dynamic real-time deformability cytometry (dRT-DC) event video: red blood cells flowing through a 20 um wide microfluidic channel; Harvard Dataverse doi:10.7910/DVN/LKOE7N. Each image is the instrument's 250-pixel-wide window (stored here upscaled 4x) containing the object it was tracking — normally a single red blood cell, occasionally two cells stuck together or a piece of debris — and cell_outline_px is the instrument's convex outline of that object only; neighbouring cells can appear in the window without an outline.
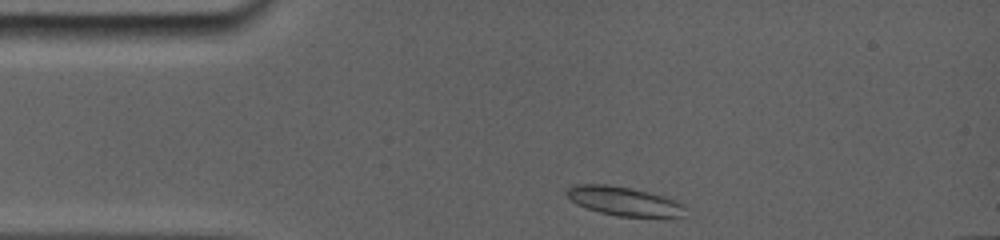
{"species": "common noctule bat (a hibernating species)", "species_latin": "Nyctalus noctula", "temperature_condition": "room temperature", "stored_images_in_passage": 52, "camera_frame_rate_fps": 5000, "um_per_image_px": 0.085, "animal": {"sex": "female", "body_mass_g": 19.0, "forearm_length_mm": 56.7}, "frame": {"image": 1, "passage_image": 1, "time_ms": 0.0, "image_size_px": [1000, 240], "cell_outline_px": [[684, 216], [616, 216], [600, 212], [576, 204], [564, 192], [568, 188], [576, 184], [608, 184], [632, 188], [680, 200], [684, 204]], "centroid_in_image_um": [53.04, 17.08], "position_along_channel_um": 32.0, "area_um2": 19.94}}
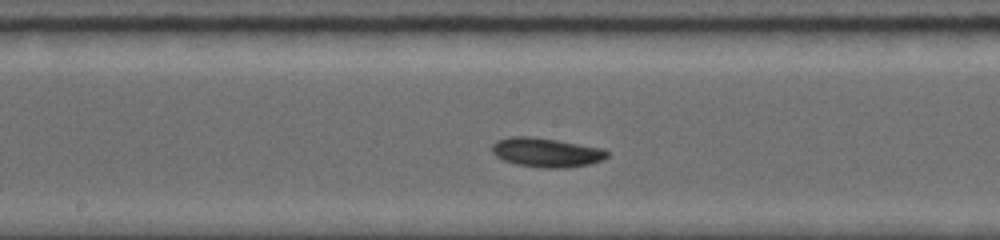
{"frame": {"image": 2, "passage_image": 24, "time_ms": 5.4, "image_size_px": [1000, 240], "cell_outline_px": [[608, 156], [600, 160], [588, 164], [568, 168], [544, 168], [516, 164], [504, 160], [496, 156], [492, 152], [492, 144], [496, 140], [512, 136], [528, 136], [604, 148], [608, 152]], "centroid_in_image_um": [46.41, 12.96], "position_along_channel_um": 201.8, "area_um2": 19.42}}
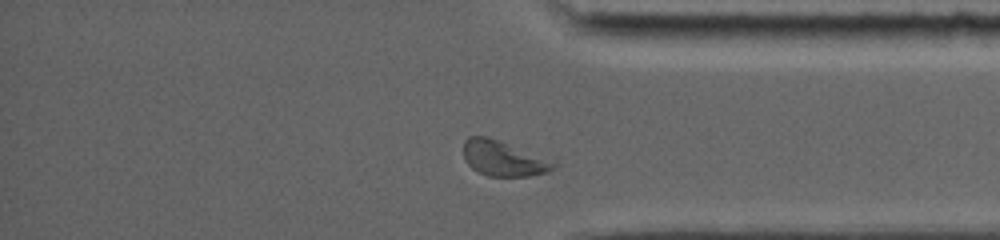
{"frame": {"image": 3, "passage_image": 45, "time_ms": 10.4, "image_size_px": [1000, 240], "cell_outline_px": [[556, 164], [548, 172], [528, 176], [488, 176], [472, 168], [468, 164], [464, 156], [464, 140], [468, 136], [488, 136], [556, 156]], "centroid_in_image_um": [42.94, 13.42], "position_along_channel_um": 392.3, "area_um2": 19.65}, "authors_computed_cell_mechanics": {"area_um2": 18.6116, "velocity_mm_per_s": 3.8169, "shape_relaxation_time_tau1_ms": 3.5091, "shape_relaxation_time_tau2_ms": 4.3323, "deformation_change_tau1": 0.1077, "deformation_change_tau2": 0.0615}}